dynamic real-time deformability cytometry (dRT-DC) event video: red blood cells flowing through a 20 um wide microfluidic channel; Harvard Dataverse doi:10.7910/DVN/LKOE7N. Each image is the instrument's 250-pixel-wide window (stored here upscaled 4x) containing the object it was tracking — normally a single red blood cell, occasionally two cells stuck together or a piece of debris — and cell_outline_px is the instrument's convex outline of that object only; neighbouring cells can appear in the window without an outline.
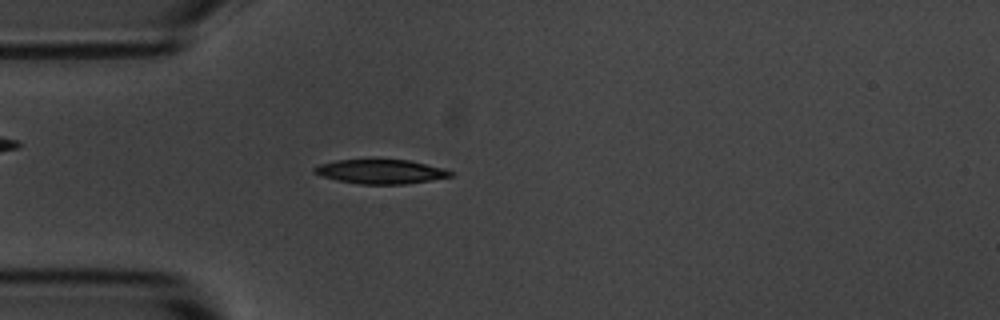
{"species": "common noctule bat (a hibernating species)", "species_latin": "Nyctalus noctula", "temperature_condition": "room temperature", "stored_images_in_passage": 52, "camera_frame_rate_fps": 3000, "um_per_image_px": 0.085, "animal": {"sex": "male", "body_mass_g": 20.1, "forearm_length_mm": 53.5}, "frame": {"image": 1, "passage_image": 12, "time_ms": 3.667, "image_size_px": [1000, 320], "cell_outline_px": [[456, 172], [452, 176], [432, 180], [404, 184], [360, 184], [336, 180], [312, 172], [312, 168], [320, 164], [336, 160], [408, 160], [444, 168]], "centroid_in_image_um": [32.39, 14.59], "position_along_channel_um": 52.6, "area_um2": 19.19}}
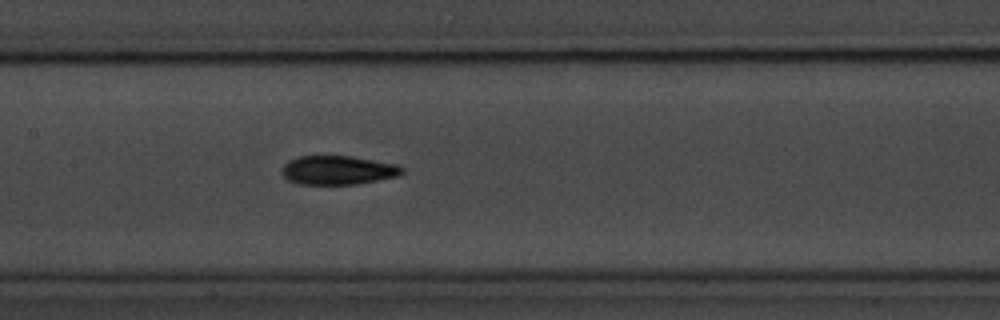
{"frame": {"image": 2, "passage_image": 23, "time_ms": 7.333, "image_size_px": [1000, 320], "cell_outline_px": [[404, 172], [400, 176], [356, 184], [300, 184], [288, 180], [280, 172], [284, 164], [288, 160], [300, 156], [352, 156], [396, 164], [404, 168]], "centroid_in_image_um": [28.73, 14.46], "position_along_channel_um": 178.7, "area_um2": 20.35}}
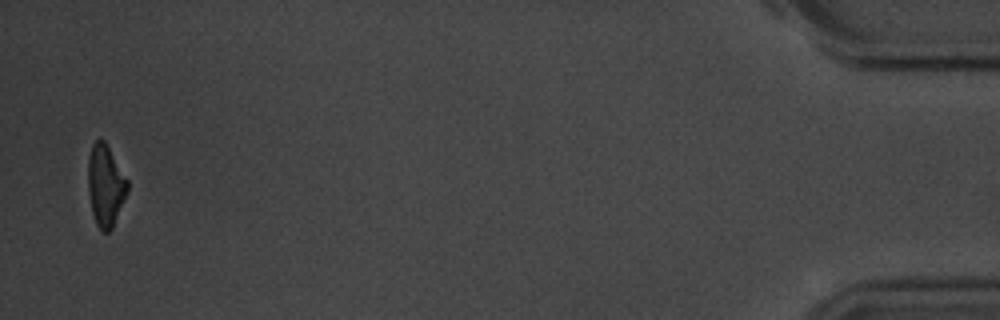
{"frame": {"image": 3, "passage_image": 51, "time_ms": 16.667, "image_size_px": [1000, 320], "cell_outline_px": [[128, 192], [112, 228], [108, 232], [104, 232], [96, 224], [92, 212], [88, 192], [88, 160], [92, 144], [100, 136], [104, 140], [128, 180]], "centroid_in_image_um": [8.96, 15.75], "position_along_channel_um": 426.2, "area_um2": 18.73}, "authors_computed_cell_mechanics": {"area_um2": 19.7098, "velocity_mm_per_s": 3.6088, "shape_relaxation_time_tau1_ms": 3.2137, "shape_relaxation_time_tau2_ms": 3.0243, "deformation_change_tau1": 0.1513, "deformation_change_tau2": 0.0978}}